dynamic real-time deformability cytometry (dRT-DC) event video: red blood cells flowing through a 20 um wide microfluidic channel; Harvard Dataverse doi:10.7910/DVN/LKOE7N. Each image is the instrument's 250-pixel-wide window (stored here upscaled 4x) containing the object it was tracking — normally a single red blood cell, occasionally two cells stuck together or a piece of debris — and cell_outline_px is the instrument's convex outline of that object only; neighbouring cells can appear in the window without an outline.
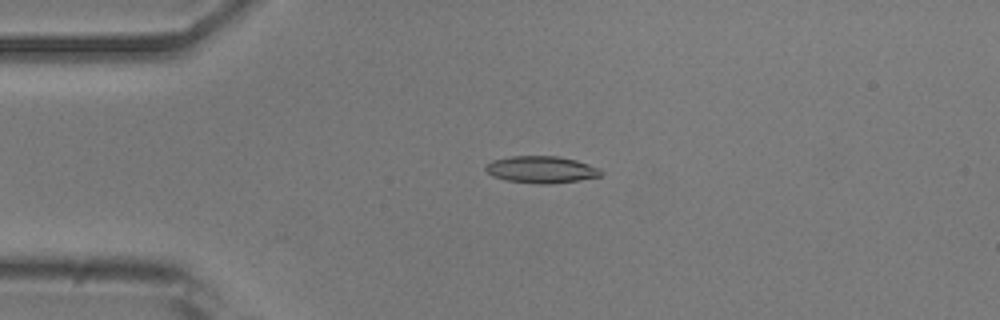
{"species": "common noctule bat (a hibernating species)", "species_latin": "Nyctalus noctula", "temperature_condition": "room temperature", "stored_images_in_passage": 4, "camera_frame_rate_fps": 3000, "um_per_image_px": 0.085, "animal": {"sex": "male", "body_mass_g": 20.5, "forearm_length_mm": 52.5}, "frame": {"image": 1, "passage_image": 4, "time_ms": 1.0, "image_size_px": [1000, 320], "cell_outline_px": [[604, 172], [600, 176], [580, 180], [548, 184], [540, 184], [504, 180], [492, 176], [484, 168], [492, 160], [512, 156], [556, 156], [576, 160], [600, 168]], "centroid_in_image_um": [46.02, 14.41], "position_along_channel_um": 39.0, "area_um2": 18.09}}